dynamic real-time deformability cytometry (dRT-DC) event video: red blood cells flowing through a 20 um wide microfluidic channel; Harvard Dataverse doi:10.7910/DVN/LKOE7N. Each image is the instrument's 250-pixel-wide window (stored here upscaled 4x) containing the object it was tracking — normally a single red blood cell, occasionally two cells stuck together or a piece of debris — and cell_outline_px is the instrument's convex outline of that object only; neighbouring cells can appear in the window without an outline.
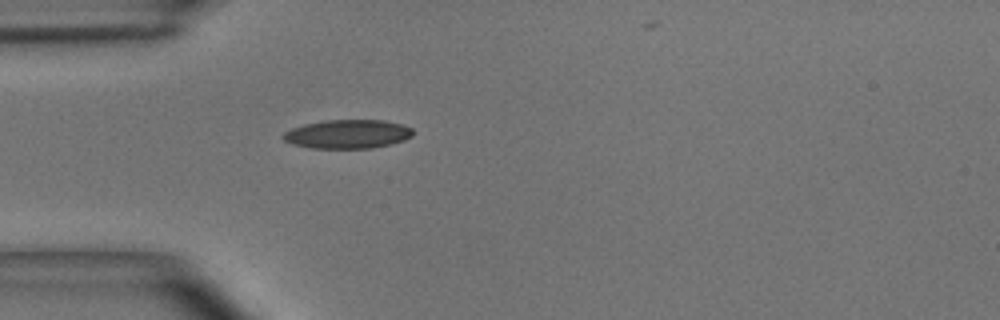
{"species": "common noctule bat (a hibernating species)", "species_latin": "Nyctalus noctula", "temperature_condition": "room temperature", "stored_images_in_passage": 3, "camera_frame_rate_fps": 3000, "um_per_image_px": 0.085, "animal": {"sex": "male", "body_mass_g": 15.6}, "frame": {"image": 1, "passage_image": 3, "time_ms": 0.667, "image_size_px": [1000, 320], "cell_outline_px": [[412, 136], [404, 140], [372, 148], [312, 148], [292, 144], [284, 140], [280, 136], [284, 132], [292, 128], [304, 124], [324, 120], [384, 120], [400, 124], [412, 128]], "centroid_in_image_um": [29.51, 11.39], "position_along_channel_um": 55.5, "area_um2": 21.73}}